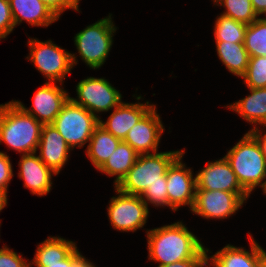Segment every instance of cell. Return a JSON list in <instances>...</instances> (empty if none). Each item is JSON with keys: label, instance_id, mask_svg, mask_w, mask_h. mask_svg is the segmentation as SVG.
Masks as SVG:
<instances>
[{"label": "cell", "instance_id": "obj_1", "mask_svg": "<svg viewBox=\"0 0 266 267\" xmlns=\"http://www.w3.org/2000/svg\"><path fill=\"white\" fill-rule=\"evenodd\" d=\"M146 231L148 259L158 262V267L186 259H207L211 253L182 221Z\"/></svg>", "mask_w": 266, "mask_h": 267}, {"label": "cell", "instance_id": "obj_2", "mask_svg": "<svg viewBox=\"0 0 266 267\" xmlns=\"http://www.w3.org/2000/svg\"><path fill=\"white\" fill-rule=\"evenodd\" d=\"M43 124L24 112L13 100L0 104V145L20 154L37 152Z\"/></svg>", "mask_w": 266, "mask_h": 267}, {"label": "cell", "instance_id": "obj_3", "mask_svg": "<svg viewBox=\"0 0 266 267\" xmlns=\"http://www.w3.org/2000/svg\"><path fill=\"white\" fill-rule=\"evenodd\" d=\"M183 153L185 149L139 155L115 188L125 194L141 195L148 186L167 183L168 168Z\"/></svg>", "mask_w": 266, "mask_h": 267}, {"label": "cell", "instance_id": "obj_4", "mask_svg": "<svg viewBox=\"0 0 266 267\" xmlns=\"http://www.w3.org/2000/svg\"><path fill=\"white\" fill-rule=\"evenodd\" d=\"M240 185L249 193L266 183V160L257 139L248 131L224 156Z\"/></svg>", "mask_w": 266, "mask_h": 267}, {"label": "cell", "instance_id": "obj_5", "mask_svg": "<svg viewBox=\"0 0 266 267\" xmlns=\"http://www.w3.org/2000/svg\"><path fill=\"white\" fill-rule=\"evenodd\" d=\"M112 14L86 26L74 36V43L79 57L91 69L100 68L106 61L113 44L117 27L112 21Z\"/></svg>", "mask_w": 266, "mask_h": 267}, {"label": "cell", "instance_id": "obj_6", "mask_svg": "<svg viewBox=\"0 0 266 267\" xmlns=\"http://www.w3.org/2000/svg\"><path fill=\"white\" fill-rule=\"evenodd\" d=\"M30 53L26 57L36 69L47 78L48 82L64 83L67 74L78 64L77 56L51 40L40 41L35 38L28 40Z\"/></svg>", "mask_w": 266, "mask_h": 267}, {"label": "cell", "instance_id": "obj_7", "mask_svg": "<svg viewBox=\"0 0 266 267\" xmlns=\"http://www.w3.org/2000/svg\"><path fill=\"white\" fill-rule=\"evenodd\" d=\"M52 124L74 150L89 142L99 118L69 98Z\"/></svg>", "mask_w": 266, "mask_h": 267}, {"label": "cell", "instance_id": "obj_8", "mask_svg": "<svg viewBox=\"0 0 266 267\" xmlns=\"http://www.w3.org/2000/svg\"><path fill=\"white\" fill-rule=\"evenodd\" d=\"M108 206V218L113 229L135 232L144 227L149 216V208L140 195L125 194L115 188Z\"/></svg>", "mask_w": 266, "mask_h": 267}, {"label": "cell", "instance_id": "obj_9", "mask_svg": "<svg viewBox=\"0 0 266 267\" xmlns=\"http://www.w3.org/2000/svg\"><path fill=\"white\" fill-rule=\"evenodd\" d=\"M77 99H70L100 119L97 113L107 112L122 102V94L105 78L87 77L76 85Z\"/></svg>", "mask_w": 266, "mask_h": 267}, {"label": "cell", "instance_id": "obj_10", "mask_svg": "<svg viewBox=\"0 0 266 267\" xmlns=\"http://www.w3.org/2000/svg\"><path fill=\"white\" fill-rule=\"evenodd\" d=\"M249 193L196 190L192 213L205 219H227L249 198Z\"/></svg>", "mask_w": 266, "mask_h": 267}, {"label": "cell", "instance_id": "obj_11", "mask_svg": "<svg viewBox=\"0 0 266 267\" xmlns=\"http://www.w3.org/2000/svg\"><path fill=\"white\" fill-rule=\"evenodd\" d=\"M181 154L168 168L166 173L168 207L177 211L181 206L193 207L196 193V176L191 168L182 163Z\"/></svg>", "mask_w": 266, "mask_h": 267}, {"label": "cell", "instance_id": "obj_12", "mask_svg": "<svg viewBox=\"0 0 266 267\" xmlns=\"http://www.w3.org/2000/svg\"><path fill=\"white\" fill-rule=\"evenodd\" d=\"M63 83L45 82L33 96L31 108H26L20 101L13 100L24 112L32 115L37 121L52 124L64 104L70 98L69 93L61 87Z\"/></svg>", "mask_w": 266, "mask_h": 267}, {"label": "cell", "instance_id": "obj_13", "mask_svg": "<svg viewBox=\"0 0 266 267\" xmlns=\"http://www.w3.org/2000/svg\"><path fill=\"white\" fill-rule=\"evenodd\" d=\"M156 106L153 105L126 135L124 142L129 144L139 155L152 154L158 146L165 130Z\"/></svg>", "mask_w": 266, "mask_h": 267}, {"label": "cell", "instance_id": "obj_14", "mask_svg": "<svg viewBox=\"0 0 266 267\" xmlns=\"http://www.w3.org/2000/svg\"><path fill=\"white\" fill-rule=\"evenodd\" d=\"M196 190H221L233 193H248L239 183L225 157L207 162V165L197 172Z\"/></svg>", "mask_w": 266, "mask_h": 267}, {"label": "cell", "instance_id": "obj_15", "mask_svg": "<svg viewBox=\"0 0 266 267\" xmlns=\"http://www.w3.org/2000/svg\"><path fill=\"white\" fill-rule=\"evenodd\" d=\"M250 251L243 247L227 244L214 255L207 256L208 267H258L266 257V251L254 240L248 232ZM210 262V264H209ZM210 265V266H209Z\"/></svg>", "mask_w": 266, "mask_h": 267}, {"label": "cell", "instance_id": "obj_16", "mask_svg": "<svg viewBox=\"0 0 266 267\" xmlns=\"http://www.w3.org/2000/svg\"><path fill=\"white\" fill-rule=\"evenodd\" d=\"M35 153L21 155L18 176L24 180V187L33 195H47L52 188V176L58 175L47 167Z\"/></svg>", "mask_w": 266, "mask_h": 267}, {"label": "cell", "instance_id": "obj_17", "mask_svg": "<svg viewBox=\"0 0 266 267\" xmlns=\"http://www.w3.org/2000/svg\"><path fill=\"white\" fill-rule=\"evenodd\" d=\"M37 149L39 158L56 174L65 166L72 150L53 124L43 125Z\"/></svg>", "mask_w": 266, "mask_h": 267}, {"label": "cell", "instance_id": "obj_18", "mask_svg": "<svg viewBox=\"0 0 266 267\" xmlns=\"http://www.w3.org/2000/svg\"><path fill=\"white\" fill-rule=\"evenodd\" d=\"M149 101L145 103L121 102L105 122L99 119V125L114 137L124 141L129 130L136 125L141 117L153 106Z\"/></svg>", "mask_w": 266, "mask_h": 267}, {"label": "cell", "instance_id": "obj_19", "mask_svg": "<svg viewBox=\"0 0 266 267\" xmlns=\"http://www.w3.org/2000/svg\"><path fill=\"white\" fill-rule=\"evenodd\" d=\"M15 27L26 21L31 26L48 27L59 19L40 0H9Z\"/></svg>", "mask_w": 266, "mask_h": 267}, {"label": "cell", "instance_id": "obj_20", "mask_svg": "<svg viewBox=\"0 0 266 267\" xmlns=\"http://www.w3.org/2000/svg\"><path fill=\"white\" fill-rule=\"evenodd\" d=\"M250 94L226 108L235 111L246 122L254 124L252 129L266 125V87L248 88ZM257 125V126H256Z\"/></svg>", "mask_w": 266, "mask_h": 267}, {"label": "cell", "instance_id": "obj_21", "mask_svg": "<svg viewBox=\"0 0 266 267\" xmlns=\"http://www.w3.org/2000/svg\"><path fill=\"white\" fill-rule=\"evenodd\" d=\"M76 248V243L73 241L59 236H49L37 246L35 257L30 261V267L33 265L46 267V264L58 263V261L66 259Z\"/></svg>", "mask_w": 266, "mask_h": 267}, {"label": "cell", "instance_id": "obj_22", "mask_svg": "<svg viewBox=\"0 0 266 267\" xmlns=\"http://www.w3.org/2000/svg\"><path fill=\"white\" fill-rule=\"evenodd\" d=\"M120 142V139L98 125L88 142L86 155L98 170L109 159V156L115 151Z\"/></svg>", "mask_w": 266, "mask_h": 267}, {"label": "cell", "instance_id": "obj_23", "mask_svg": "<svg viewBox=\"0 0 266 267\" xmlns=\"http://www.w3.org/2000/svg\"><path fill=\"white\" fill-rule=\"evenodd\" d=\"M139 154L127 143L121 141L109 159L98 169L108 176H116L117 185L135 164Z\"/></svg>", "mask_w": 266, "mask_h": 267}, {"label": "cell", "instance_id": "obj_24", "mask_svg": "<svg viewBox=\"0 0 266 267\" xmlns=\"http://www.w3.org/2000/svg\"><path fill=\"white\" fill-rule=\"evenodd\" d=\"M216 51L230 73L240 78L246 73L250 57L244 43L216 42Z\"/></svg>", "mask_w": 266, "mask_h": 267}, {"label": "cell", "instance_id": "obj_25", "mask_svg": "<svg viewBox=\"0 0 266 267\" xmlns=\"http://www.w3.org/2000/svg\"><path fill=\"white\" fill-rule=\"evenodd\" d=\"M247 25L220 14L214 24L215 42L244 43Z\"/></svg>", "mask_w": 266, "mask_h": 267}, {"label": "cell", "instance_id": "obj_26", "mask_svg": "<svg viewBox=\"0 0 266 267\" xmlns=\"http://www.w3.org/2000/svg\"><path fill=\"white\" fill-rule=\"evenodd\" d=\"M244 47L249 57H266V20L261 17L247 25Z\"/></svg>", "mask_w": 266, "mask_h": 267}, {"label": "cell", "instance_id": "obj_27", "mask_svg": "<svg viewBox=\"0 0 266 267\" xmlns=\"http://www.w3.org/2000/svg\"><path fill=\"white\" fill-rule=\"evenodd\" d=\"M219 5L225 7L222 15L246 25L259 18L254 11L251 0H223Z\"/></svg>", "mask_w": 266, "mask_h": 267}, {"label": "cell", "instance_id": "obj_28", "mask_svg": "<svg viewBox=\"0 0 266 267\" xmlns=\"http://www.w3.org/2000/svg\"><path fill=\"white\" fill-rule=\"evenodd\" d=\"M241 78L248 88H265L266 57H250L246 73Z\"/></svg>", "mask_w": 266, "mask_h": 267}, {"label": "cell", "instance_id": "obj_29", "mask_svg": "<svg viewBox=\"0 0 266 267\" xmlns=\"http://www.w3.org/2000/svg\"><path fill=\"white\" fill-rule=\"evenodd\" d=\"M140 196L147 207L148 204L155 207H168L167 183L148 186Z\"/></svg>", "mask_w": 266, "mask_h": 267}, {"label": "cell", "instance_id": "obj_30", "mask_svg": "<svg viewBox=\"0 0 266 267\" xmlns=\"http://www.w3.org/2000/svg\"><path fill=\"white\" fill-rule=\"evenodd\" d=\"M14 28L9 0H0V40L5 39Z\"/></svg>", "mask_w": 266, "mask_h": 267}, {"label": "cell", "instance_id": "obj_31", "mask_svg": "<svg viewBox=\"0 0 266 267\" xmlns=\"http://www.w3.org/2000/svg\"><path fill=\"white\" fill-rule=\"evenodd\" d=\"M0 267H30V262L4 245L0 248Z\"/></svg>", "mask_w": 266, "mask_h": 267}, {"label": "cell", "instance_id": "obj_32", "mask_svg": "<svg viewBox=\"0 0 266 267\" xmlns=\"http://www.w3.org/2000/svg\"><path fill=\"white\" fill-rule=\"evenodd\" d=\"M42 1L59 19L60 15L67 9H73L79 12L78 0H40Z\"/></svg>", "mask_w": 266, "mask_h": 267}, {"label": "cell", "instance_id": "obj_33", "mask_svg": "<svg viewBox=\"0 0 266 267\" xmlns=\"http://www.w3.org/2000/svg\"><path fill=\"white\" fill-rule=\"evenodd\" d=\"M13 177V169L10 158L0 151V188L7 192L9 182Z\"/></svg>", "mask_w": 266, "mask_h": 267}, {"label": "cell", "instance_id": "obj_34", "mask_svg": "<svg viewBox=\"0 0 266 267\" xmlns=\"http://www.w3.org/2000/svg\"><path fill=\"white\" fill-rule=\"evenodd\" d=\"M207 259H186L160 267H207Z\"/></svg>", "mask_w": 266, "mask_h": 267}, {"label": "cell", "instance_id": "obj_35", "mask_svg": "<svg viewBox=\"0 0 266 267\" xmlns=\"http://www.w3.org/2000/svg\"><path fill=\"white\" fill-rule=\"evenodd\" d=\"M78 250L76 248L66 259L58 263L46 264V267H72V264L82 255Z\"/></svg>", "mask_w": 266, "mask_h": 267}, {"label": "cell", "instance_id": "obj_36", "mask_svg": "<svg viewBox=\"0 0 266 267\" xmlns=\"http://www.w3.org/2000/svg\"><path fill=\"white\" fill-rule=\"evenodd\" d=\"M260 128H255V129H251L249 132L257 139L261 150H262V154L265 157L266 160V131H262L263 128H261V130H259ZM264 132V134H263Z\"/></svg>", "mask_w": 266, "mask_h": 267}, {"label": "cell", "instance_id": "obj_37", "mask_svg": "<svg viewBox=\"0 0 266 267\" xmlns=\"http://www.w3.org/2000/svg\"><path fill=\"white\" fill-rule=\"evenodd\" d=\"M254 11L260 17L266 11V0H251Z\"/></svg>", "mask_w": 266, "mask_h": 267}, {"label": "cell", "instance_id": "obj_38", "mask_svg": "<svg viewBox=\"0 0 266 267\" xmlns=\"http://www.w3.org/2000/svg\"><path fill=\"white\" fill-rule=\"evenodd\" d=\"M72 267H96L90 260L81 255L73 264Z\"/></svg>", "mask_w": 266, "mask_h": 267}, {"label": "cell", "instance_id": "obj_39", "mask_svg": "<svg viewBox=\"0 0 266 267\" xmlns=\"http://www.w3.org/2000/svg\"><path fill=\"white\" fill-rule=\"evenodd\" d=\"M7 200H8L7 192L5 190H3L2 188H0V212L7 205ZM0 224H1V221H0Z\"/></svg>", "mask_w": 266, "mask_h": 267}, {"label": "cell", "instance_id": "obj_40", "mask_svg": "<svg viewBox=\"0 0 266 267\" xmlns=\"http://www.w3.org/2000/svg\"><path fill=\"white\" fill-rule=\"evenodd\" d=\"M258 267H266V257L259 263Z\"/></svg>", "mask_w": 266, "mask_h": 267}, {"label": "cell", "instance_id": "obj_41", "mask_svg": "<svg viewBox=\"0 0 266 267\" xmlns=\"http://www.w3.org/2000/svg\"><path fill=\"white\" fill-rule=\"evenodd\" d=\"M223 0H213V2L215 3L214 5L216 6V5H218L219 6V4L222 2Z\"/></svg>", "mask_w": 266, "mask_h": 267}, {"label": "cell", "instance_id": "obj_42", "mask_svg": "<svg viewBox=\"0 0 266 267\" xmlns=\"http://www.w3.org/2000/svg\"><path fill=\"white\" fill-rule=\"evenodd\" d=\"M262 191L266 195V183H265V186L262 188Z\"/></svg>", "mask_w": 266, "mask_h": 267}, {"label": "cell", "instance_id": "obj_43", "mask_svg": "<svg viewBox=\"0 0 266 267\" xmlns=\"http://www.w3.org/2000/svg\"><path fill=\"white\" fill-rule=\"evenodd\" d=\"M262 15H265V18L263 17L262 19L266 20V11Z\"/></svg>", "mask_w": 266, "mask_h": 267}]
</instances>
